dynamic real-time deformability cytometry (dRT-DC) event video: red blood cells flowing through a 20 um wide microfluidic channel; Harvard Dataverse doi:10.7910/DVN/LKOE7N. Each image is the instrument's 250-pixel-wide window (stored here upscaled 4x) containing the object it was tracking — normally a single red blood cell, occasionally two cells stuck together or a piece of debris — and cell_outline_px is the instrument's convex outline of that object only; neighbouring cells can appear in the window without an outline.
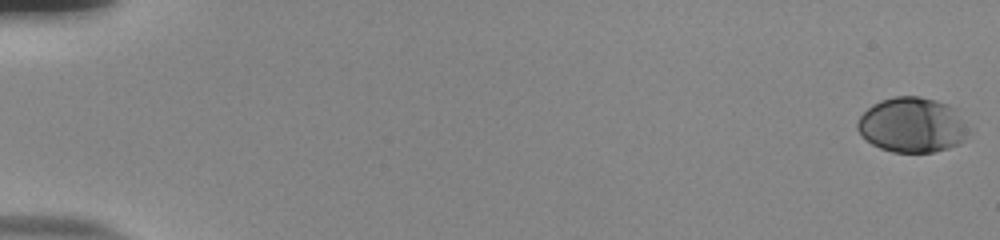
{"species": "human", "species_latin": "Homo sapiens", "temperature_condition": "room temperature", "stored_images_in_passage": 56, "camera_frame_rate_fps": 3000, "um_per_image_px": 0.085, "donor": {"sex": "male"}, "frame": {"image": 1, "passage_image": 1, "time_ms": 0.0, "image_size_px": [1000, 240], "cell_outline_px": [[972, 132], [960, 144], [948, 148], [932, 152], [892, 152], [880, 148], [872, 144], [856, 128], [856, 120], [872, 104], [880, 100], [896, 96], [920, 96], [936, 100], [948, 104], [956, 108]], "centroid_in_image_um": [77.58, 10.61], "position_along_channel_um": 7.4, "area_um2": 36.07}}
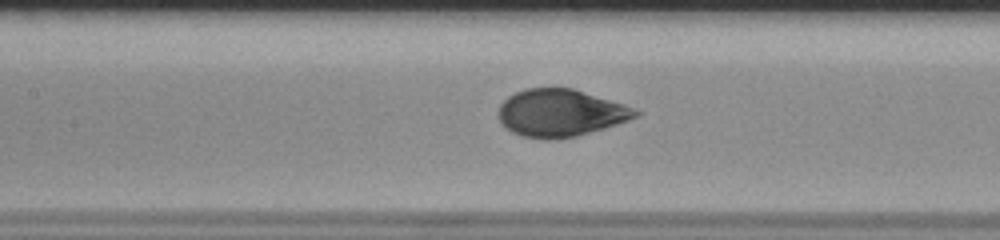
{"frame": {"image": 2, "passage_image": 28, "time_ms": 9.0, "image_size_px": [1000, 240], "cell_outline_px": [[644, 112], [640, 116], [604, 128], [576, 136], [552, 140], [544, 140], [520, 136], [504, 128], [500, 124], [496, 112], [500, 104], [508, 96], [524, 88], [572, 88], [624, 104]], "centroid_in_image_um": [47.6, 9.61], "position_along_channel_um": 159.8, "area_um2": 38.26}}
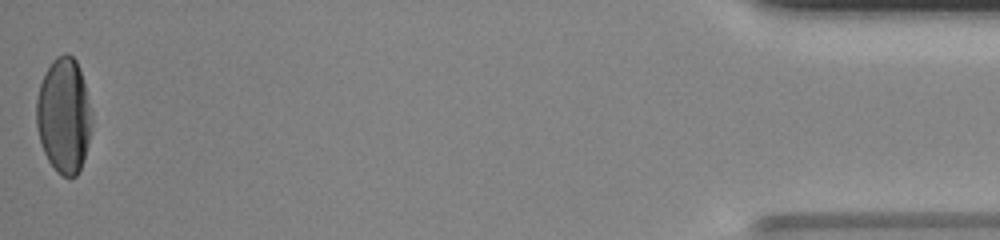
{"frame": {"image": 3, "passage_image": 56, "time_ms": 18.333, "image_size_px": [1000, 240], "cell_outline_px": [[92, 124], [88, 144], [84, 160], [76, 176], [64, 176], [56, 172], [48, 160], [44, 152], [40, 140], [36, 124], [36, 100], [40, 84], [52, 60], [56, 56], [64, 52], [68, 52], [76, 60], [80, 68], [92, 112]], "centroid_in_image_um": [5.44, 9.81], "position_along_channel_um": 429.8, "area_um2": 37.34}, "authors_computed_cell_mechanics": {"area_um2": 36.8186, "velocity_mm_per_s": 3.7767, "shape_relaxation_time_tau1_ms": 4.0866, "shape_relaxation_time_tau2_ms": null, "deformation_change_tau1": 0.1857, "deformation_change_tau2": null}}